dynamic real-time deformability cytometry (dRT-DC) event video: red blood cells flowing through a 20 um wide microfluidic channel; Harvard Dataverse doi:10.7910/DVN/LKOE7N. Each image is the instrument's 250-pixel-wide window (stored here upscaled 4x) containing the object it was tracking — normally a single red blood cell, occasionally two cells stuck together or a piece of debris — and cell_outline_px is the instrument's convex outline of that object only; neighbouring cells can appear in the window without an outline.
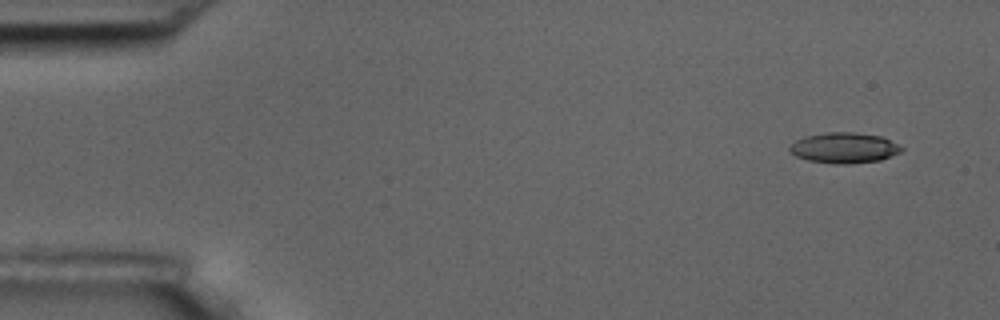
{"species": "common noctule bat (a hibernating species)", "species_latin": "Nyctalus noctula", "temperature_condition": "room temperature", "stored_images_in_passage": 3, "camera_frame_rate_fps": 3000, "um_per_image_px": 0.085, "animal": {"sex": "male", "body_mass_g": 17.5, "forearm_length_mm": 52.3}, "frame": {"image": 1, "passage_image": 1, "time_ms": 0.0, "image_size_px": [1000, 320], "cell_outline_px": [[904, 148], [900, 152], [880, 160], [852, 164], [836, 164], [808, 160], [796, 156], [788, 148], [796, 140], [804, 136], [824, 132], [852, 132], [880, 136]], "centroid_in_image_um": [71.73, 12.57], "position_along_channel_um": 13.3, "area_um2": 19.77}}